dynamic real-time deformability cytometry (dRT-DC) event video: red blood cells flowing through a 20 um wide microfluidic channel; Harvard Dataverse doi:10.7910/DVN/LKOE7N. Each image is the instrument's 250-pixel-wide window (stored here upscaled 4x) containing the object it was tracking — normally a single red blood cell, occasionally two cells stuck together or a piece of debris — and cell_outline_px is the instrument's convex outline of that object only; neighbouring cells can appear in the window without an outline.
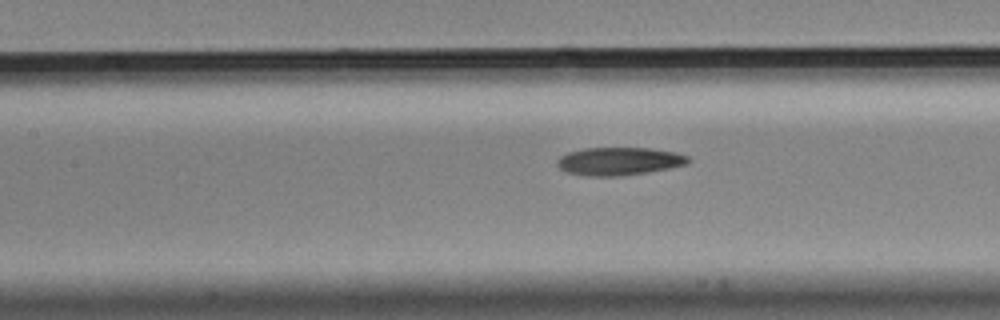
{"species": "Egyptian fruit bat (a non-hibernating species)", "species_latin": "Rousettus aegyptiacus", "temperature_condition": "cold", "stored_images_in_passage": 23, "camera_frame_rate_fps": 3000, "um_per_image_px": 0.085, "animal": {"sex": "male"}, "frame": {"image": 1, "passage_image": 20, "time_ms": 6.333, "image_size_px": [1000, 320], "cell_outline_px": [[692, 160], [688, 164], [672, 168], [648, 172], [620, 176], [588, 176], [568, 172], [560, 168], [556, 164], [556, 160], [560, 156], [568, 152], [584, 148], [648, 148], [676, 152], [688, 156]], "centroid_in_image_um": [52.65, 13.7], "position_along_channel_um": 154.7, "area_um2": 21.5}}